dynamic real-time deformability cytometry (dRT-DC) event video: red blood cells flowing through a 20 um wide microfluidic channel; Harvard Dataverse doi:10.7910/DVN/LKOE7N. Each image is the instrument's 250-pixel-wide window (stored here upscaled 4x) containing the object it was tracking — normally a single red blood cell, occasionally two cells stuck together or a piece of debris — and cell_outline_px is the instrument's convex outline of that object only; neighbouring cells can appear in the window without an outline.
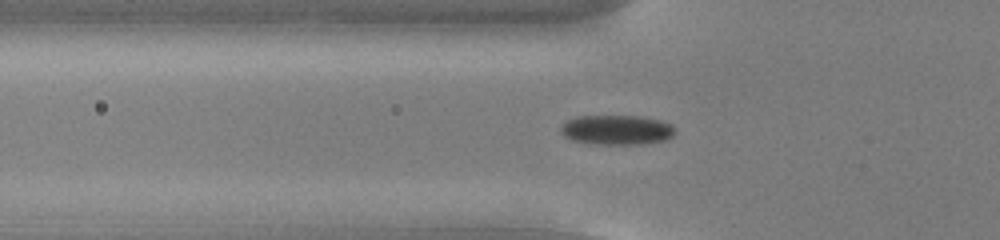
{"species": "common noctule bat (a hibernating species)", "species_latin": "Nyctalus noctula", "temperature_condition": "cold", "stored_images_in_passage": 55, "camera_frame_rate_fps": 3000, "um_per_image_px": 0.085, "animal": {"sex": "male", "body_mass_g": 13.0, "forearm_length_mm": 53.1}, "frame": {"image": 1, "passage_image": 19, "time_ms": 6.0, "image_size_px": [1000, 240], "cell_outline_px": [[676, 132], [672, 136], [664, 140], [636, 144], [600, 144], [572, 140], [560, 128], [568, 120], [576, 116], [644, 116], [660, 120], [672, 124], [676, 128]], "centroid_in_image_um": [52.5, 11.02], "position_along_channel_um": 73.3, "area_um2": 19.54}}
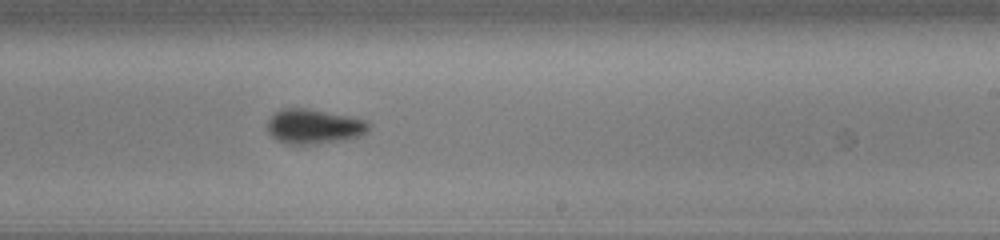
{"frame": {"image": 2, "passage_image": 34, "time_ms": 11.0, "image_size_px": [1000, 240], "cell_outline_px": [[368, 132], [360, 136], [344, 140], [316, 144], [284, 144], [276, 140], [268, 132], [268, 120], [280, 108], [304, 108], [348, 116], [368, 120]], "centroid_in_image_um": [26.67, 10.76], "position_along_channel_um": 262.3, "area_um2": 20.52}}
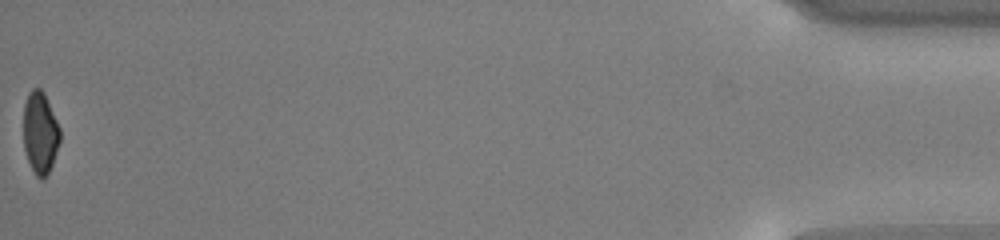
{"frame": {"image": 3, "passage_image": 55, "time_ms": 18.0, "image_size_px": [1000, 240], "cell_outline_px": [[60, 140], [52, 164], [44, 180], [40, 180], [36, 176], [28, 160], [24, 148], [24, 104], [28, 92], [32, 88], [40, 88], [44, 92], [60, 128]], "centroid_in_image_um": [3.41, 11.27], "position_along_channel_um": 431.8, "area_um2": 17.4}, "authors_computed_cell_mechanics": {"area_um2": 19.2474, "velocity_mm_per_s": 3.788, "shape_relaxation_time_tau1_ms": 2.0711, "shape_relaxation_time_tau2_ms": null, "deformation_change_tau1": 0.0811, "deformation_change_tau2": null}}